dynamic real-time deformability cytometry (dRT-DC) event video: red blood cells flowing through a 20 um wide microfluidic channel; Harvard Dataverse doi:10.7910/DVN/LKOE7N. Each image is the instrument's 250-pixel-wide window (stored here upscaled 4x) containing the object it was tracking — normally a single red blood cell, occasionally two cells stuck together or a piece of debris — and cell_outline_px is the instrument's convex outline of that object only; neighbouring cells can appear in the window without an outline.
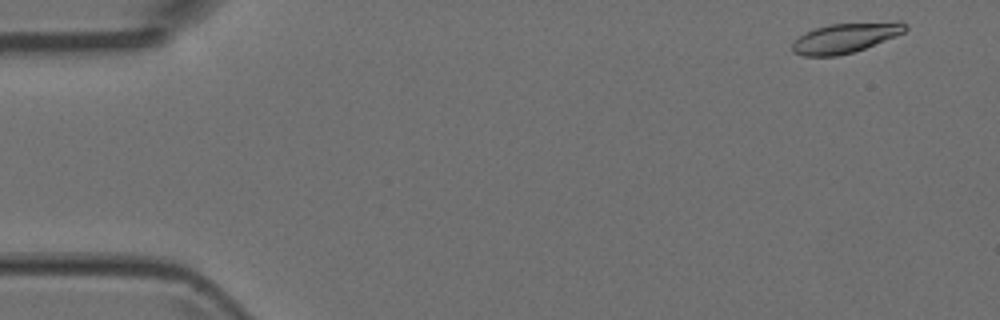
{"species": "Egyptian fruit bat (a non-hibernating species)", "species_latin": "Rousettus aegyptiacus", "temperature_condition": "room temperature", "stored_images_in_passage": 4, "camera_frame_rate_fps": 3000, "um_per_image_px": 0.085, "animal": {"sex": "female"}, "frame": {"image": 1, "passage_image": 1, "time_ms": 0.0, "image_size_px": [1000, 320], "cell_outline_px": [[908, 28], [904, 32], [864, 48], [852, 52], [836, 56], [804, 56], [792, 52], [792, 44], [804, 32], [828, 24], [896, 20], [900, 20], [908, 24]], "centroid_in_image_um": [71.89, 3.18], "position_along_channel_um": 13.1, "area_um2": 19.83}}
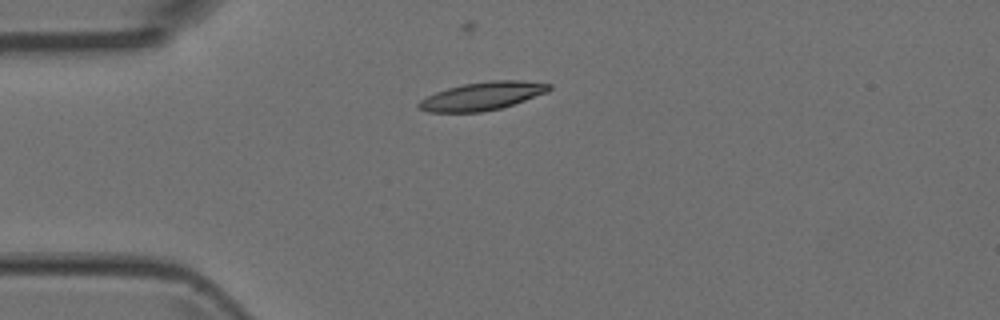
{"frame": {"image": 2, "passage_image": 4, "time_ms": 1.0, "image_size_px": [1000, 320], "cell_outline_px": [[552, 88], [548, 92], [500, 108], [480, 112], [428, 112], [420, 108], [416, 104], [420, 100], [436, 92], [448, 88], [464, 84], [492, 80], [524, 80], [552, 84]], "centroid_in_image_um": [41.02, 8.15], "position_along_channel_um": 44.0, "area_um2": 21.21}}